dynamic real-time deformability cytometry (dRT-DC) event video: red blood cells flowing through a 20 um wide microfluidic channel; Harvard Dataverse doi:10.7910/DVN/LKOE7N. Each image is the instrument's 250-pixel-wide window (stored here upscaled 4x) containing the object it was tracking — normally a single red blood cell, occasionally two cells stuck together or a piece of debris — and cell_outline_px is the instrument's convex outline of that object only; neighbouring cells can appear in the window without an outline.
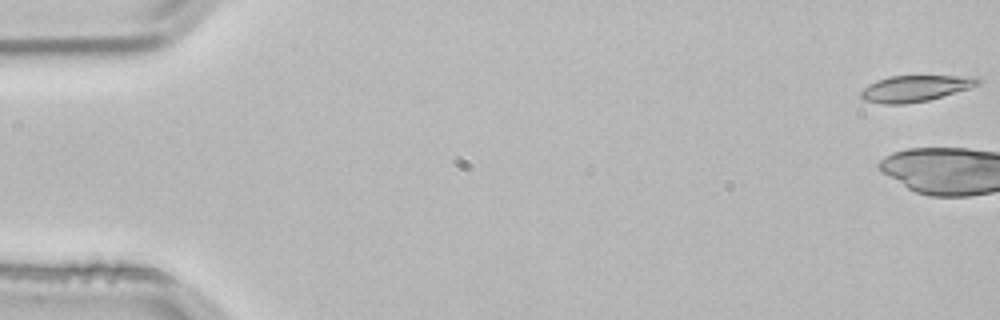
{"species": "common noctule bat (a hibernating species)", "species_latin": "Nyctalus noctula", "temperature_condition": "room temperature", "stored_images_in_passage": 5, "camera_frame_rate_fps": 3000, "um_per_image_px": 0.085, "animal": {"sex": "male", "body_mass_g": 21.5, "forearm_length_mm": 52.0}, "frame": {"image": 1, "passage_image": 1, "time_ms": 0.0, "image_size_px": [1000, 320], "cell_outline_px": [[980, 84], [968, 88], [928, 100], [904, 104], [884, 104], [864, 100], [860, 96], [860, 92], [868, 84], [876, 80], [888, 76], [980, 76]], "centroid_in_image_um": [77.77, 7.5], "position_along_channel_um": 7.2, "area_um2": 17.8}}